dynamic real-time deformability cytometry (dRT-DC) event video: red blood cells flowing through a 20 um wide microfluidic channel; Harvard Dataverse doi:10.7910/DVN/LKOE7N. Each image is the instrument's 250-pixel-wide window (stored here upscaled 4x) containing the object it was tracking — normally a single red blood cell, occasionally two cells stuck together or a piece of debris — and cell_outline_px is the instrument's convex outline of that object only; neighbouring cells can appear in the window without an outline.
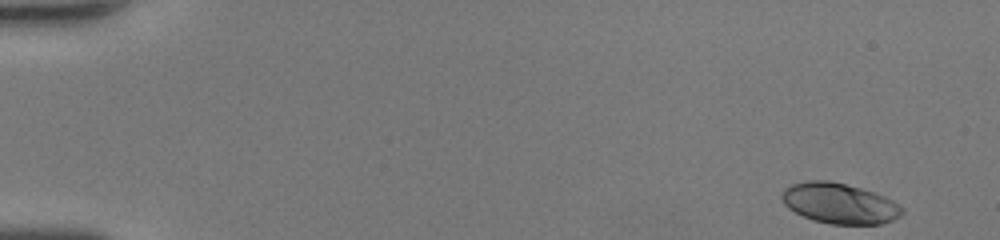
{"species": "human", "species_latin": "Homo sapiens", "temperature_condition": "room temperature", "stored_images_in_passage": 46, "camera_frame_rate_fps": 3000, "um_per_image_px": 0.085, "donor": {"sex": "female"}, "frame": {"image": 1, "passage_image": 1, "time_ms": 0.0, "image_size_px": [1000, 240], "cell_outline_px": [[904, 212], [900, 216], [892, 220], [880, 224], [832, 224], [812, 220], [788, 208], [784, 204], [780, 196], [784, 188], [792, 184], [808, 180], [828, 180], [860, 188], [884, 196], [900, 204], [904, 208]], "centroid_in_image_um": [71.35, 17.29], "position_along_channel_um": 13.7, "area_um2": 28.38}}
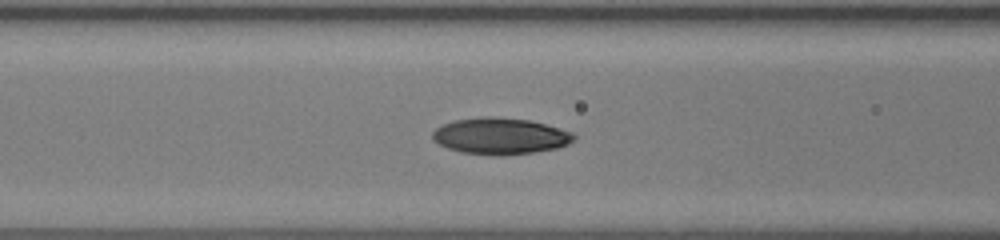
{"frame": {"image": 2, "passage_image": 19, "time_ms": 6.0, "image_size_px": [1000, 240], "cell_outline_px": [[576, 140], [568, 144], [556, 148], [532, 152], [504, 156], [460, 152], [448, 148], [432, 140], [432, 132], [436, 128], [444, 124], [456, 120], [488, 116], [492, 116], [528, 120], [576, 132]], "centroid_in_image_um": [42.56, 11.57], "position_along_channel_um": 124.0, "area_um2": 30.0}}
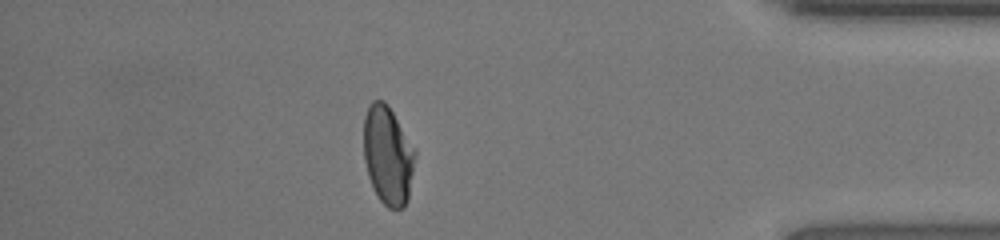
{"frame": {"image": 3, "passage_image": 40, "time_ms": 13.0, "image_size_px": [1000, 240], "cell_outline_px": [[416, 156], [408, 200], [404, 208], [388, 208], [380, 200], [368, 176], [364, 160], [364, 116], [368, 104], [372, 100], [384, 100], [388, 104], [416, 148]], "centroid_in_image_um": [32.99, 13.16], "position_along_channel_um": 402.2, "area_um2": 29.94}, "authors_computed_cell_mechanics": {"area_um2": 29.6225, "velocity_mm_per_s": 4.4555, "shape_relaxation_time_tau1_ms": 4.6044, "shape_relaxation_time_tau2_ms": 1.5509, "deformation_change_tau1": 0.1858, "deformation_change_tau2": 0.0509}}